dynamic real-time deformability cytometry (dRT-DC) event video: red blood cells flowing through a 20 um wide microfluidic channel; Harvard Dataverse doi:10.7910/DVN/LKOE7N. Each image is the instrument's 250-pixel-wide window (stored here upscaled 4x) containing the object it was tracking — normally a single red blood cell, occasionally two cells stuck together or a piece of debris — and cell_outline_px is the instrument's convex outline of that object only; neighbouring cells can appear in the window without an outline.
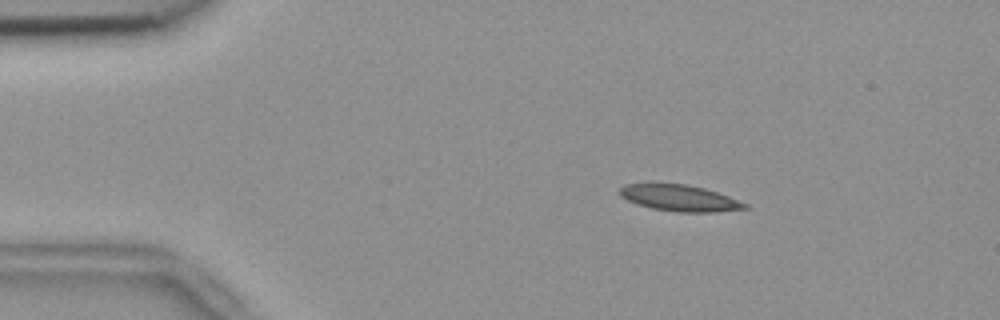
{"species": "common noctule bat (a hibernating species)", "species_latin": "Nyctalus noctula", "temperature_condition": "room temperature", "stored_images_in_passage": 54, "camera_frame_rate_fps": 3000, "um_per_image_px": 0.085, "animal": {"sex": "female", "body_mass_g": 18.4}, "frame": {"image": 1, "passage_image": 9, "time_ms": 2.667, "image_size_px": [1000, 320], "cell_outline_px": [[748, 208], [716, 212], [680, 212], [652, 208], [628, 200], [620, 196], [620, 188], [624, 184], [648, 180], [652, 180], [688, 184], [704, 188], [728, 196], [748, 204]], "centroid_in_image_um": [57.68, 16.77], "position_along_channel_um": 27.3, "area_um2": 19.83}}
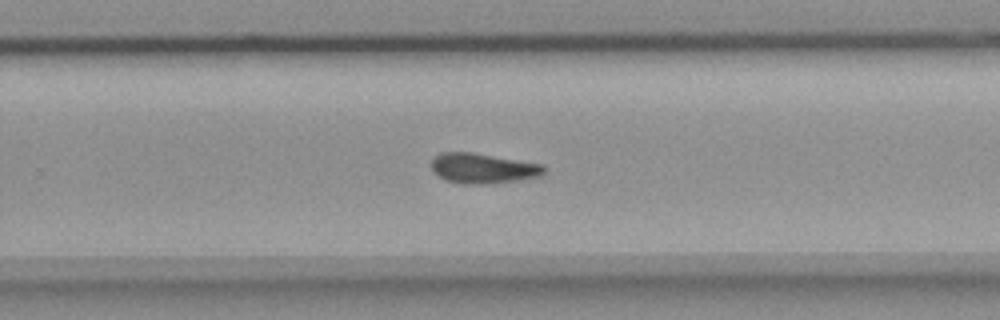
{"frame": {"image": 2, "passage_image": 35, "time_ms": 11.333, "image_size_px": [1000, 320], "cell_outline_px": [[548, 168], [540, 176], [516, 180], [484, 184], [464, 184], [444, 180], [432, 168], [432, 160], [440, 152], [472, 152], [544, 164]], "centroid_in_image_um": [41.08, 14.3], "position_along_channel_um": 288.7, "area_um2": 19.71}}
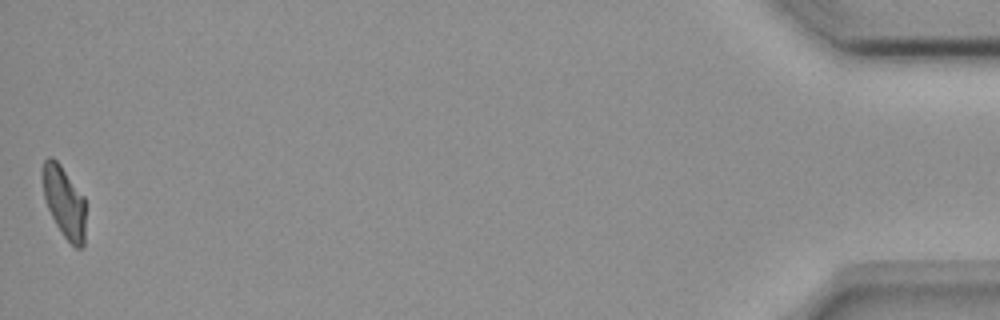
{"frame": {"image": 3, "passage_image": 54, "time_ms": 17.667, "image_size_px": [1000, 320], "cell_outline_px": [[84, 244], [80, 248], [76, 248], [64, 236], [56, 224], [48, 208], [44, 196], [44, 160], [48, 156], [52, 156], [60, 164], [84, 196]], "centroid_in_image_um": [5.47, 17.16], "position_along_channel_um": 429.7, "area_um2": 17.34}, "authors_computed_cell_mechanics": {"area_um2": 19.4786, "velocity_mm_per_s": 3.7307, "shape_relaxation_time_tau1_ms": null, "shape_relaxation_time_tau2_ms": 5.8025, "deformation_change_tau1": null, "deformation_change_tau2": 0.1359}}